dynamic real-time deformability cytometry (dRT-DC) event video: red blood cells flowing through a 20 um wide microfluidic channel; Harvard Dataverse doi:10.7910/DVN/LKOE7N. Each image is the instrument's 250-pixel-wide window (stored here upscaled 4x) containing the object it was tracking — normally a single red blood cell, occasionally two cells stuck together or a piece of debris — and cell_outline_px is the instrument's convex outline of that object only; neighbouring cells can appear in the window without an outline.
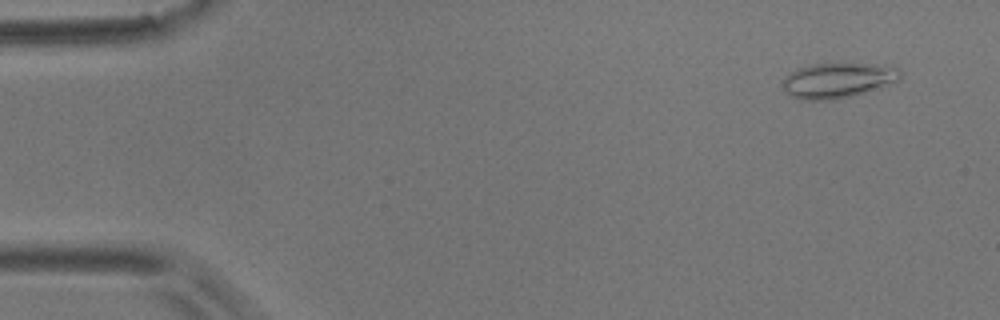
{"species": "common noctule bat (a hibernating species)", "species_latin": "Nyctalus noctula", "temperature_condition": "room temperature", "stored_images_in_passage": 10, "camera_frame_rate_fps": 3000, "um_per_image_px": 0.085, "animal": {"sex": "male", "body_mass_g": 17.9}, "frame": {"image": 1, "passage_image": 1, "time_ms": 0.0, "image_size_px": [1000, 320], "cell_outline_px": [[900, 80], [880, 88], [832, 100], [800, 100], [792, 96], [784, 88], [784, 76], [800, 68], [812, 64], [884, 64], [900, 68]], "centroid_in_image_um": [71.26, 6.82], "position_along_channel_um": 13.7, "area_um2": 23.87}}
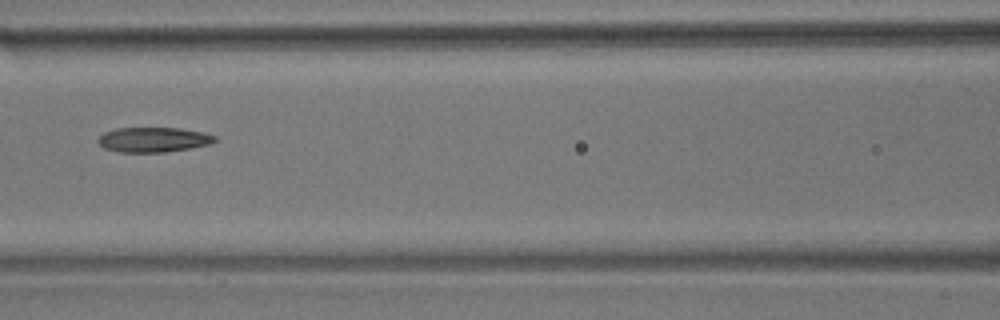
{"frame": {"image": 2, "passage_image": 6, "time_ms": 1.667, "image_size_px": [1000, 320], "cell_outline_px": [[216, 140], [208, 144], [188, 148], [164, 152], [120, 152], [104, 148], [96, 140], [104, 132], [116, 128], [180, 128], [204, 132], [216, 136]], "centroid_in_image_um": [13.01, 11.86], "position_along_channel_um": 153.6, "area_um2": 16.82}}
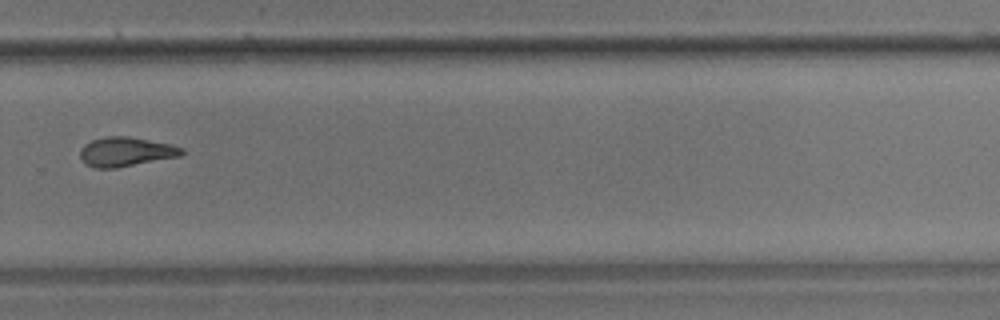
{"frame": {"image": 3, "passage_image": 10, "time_ms": 3.0, "image_size_px": [1000, 320], "cell_outline_px": [[184, 152], [180, 156], [116, 168], [92, 168], [84, 164], [80, 156], [80, 148], [84, 144], [92, 140], [104, 136], [128, 136], [172, 144], [184, 148]], "centroid_in_image_um": [10.67, 12.9], "position_along_channel_um": 319.1, "area_um2": 17.57}}